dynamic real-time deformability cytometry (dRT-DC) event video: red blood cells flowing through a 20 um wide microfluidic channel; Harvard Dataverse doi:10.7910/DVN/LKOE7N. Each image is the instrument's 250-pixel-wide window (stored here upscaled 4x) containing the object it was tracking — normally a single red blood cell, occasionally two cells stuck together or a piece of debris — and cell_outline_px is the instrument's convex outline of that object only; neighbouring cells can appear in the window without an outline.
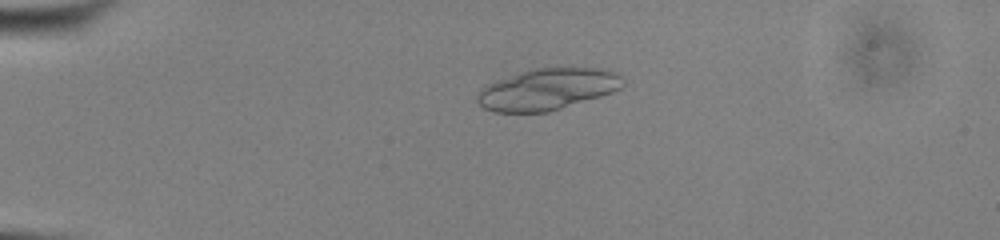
{"species": "common noctule bat (a hibernating species)", "species_latin": "Nyctalus noctula", "temperature_condition": "cold", "stored_images_in_passage": 31, "segment_of_instrument_passage": [1, 2], "camera_frame_rate_fps": 3000, "um_per_image_px": 0.085, "animal": {"sex": "male", "body_mass_g": 13.0, "forearm_length_mm": 53.1}, "frame": {"image": 1, "passage_image": 14, "time_ms": 4.333, "image_size_px": [1000, 240], "cell_outline_px": [[624, 84], [620, 88], [612, 92], [600, 96], [548, 112], [496, 112], [484, 108], [476, 100], [476, 96], [484, 84], [532, 68], [600, 68], [616, 72], [624, 80]], "centroid_in_image_um": [46.51, 7.58], "position_along_channel_um": 38.5, "area_um2": 35.08}}